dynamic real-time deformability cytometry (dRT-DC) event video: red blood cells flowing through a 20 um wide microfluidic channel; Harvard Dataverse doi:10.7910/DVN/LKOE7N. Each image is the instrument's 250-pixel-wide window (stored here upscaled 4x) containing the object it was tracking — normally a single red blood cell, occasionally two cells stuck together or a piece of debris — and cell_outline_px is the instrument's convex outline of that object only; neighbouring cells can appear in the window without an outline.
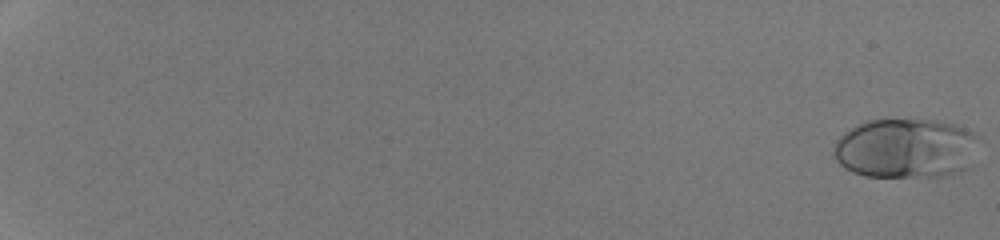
{"species": "human", "species_latin": "Homo sapiens", "temperature_condition": "room temperature", "stored_images_in_passage": 53, "camera_frame_rate_fps": 3000, "um_per_image_px": 0.085, "donor": {"sex": "male"}, "frame": {"image": 1, "passage_image": 1, "time_ms": 0.0, "image_size_px": [1000, 240], "cell_outline_px": [[980, 136], [972, 164], [968, 168], [960, 172], [940, 176], [864, 176], [852, 172], [844, 168], [836, 160], [832, 152], [832, 148], [836, 140], [844, 132], [856, 124], [868, 120], [936, 120], [956, 124], [976, 132]], "centroid_in_image_um": [77.02, 12.6], "position_along_channel_um": 8.0, "area_um2": 51.33}}
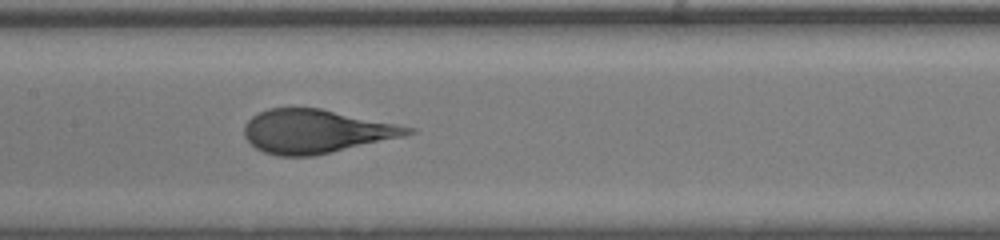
{"frame": {"image": 2, "passage_image": 31, "time_ms": 10.0, "image_size_px": [1000, 240], "cell_outline_px": [[416, 132], [404, 136], [312, 156], [276, 156], [264, 152], [256, 148], [244, 136], [244, 124], [252, 116], [268, 108], [320, 108], [416, 128]], "centroid_in_image_um": [26.83, 11.16], "position_along_channel_um": 180.6, "area_um2": 41.27}}
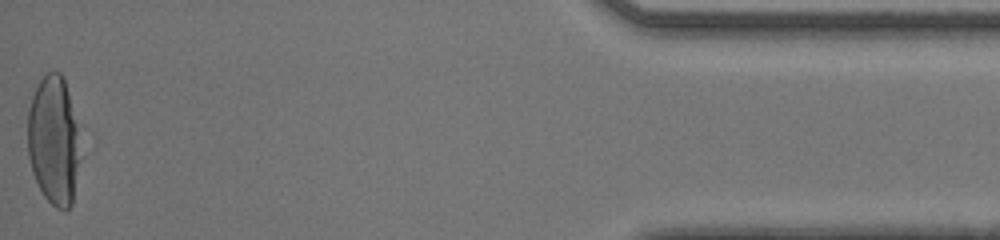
{"frame": {"image": 3, "passage_image": 53, "time_ms": 17.333, "image_size_px": [1000, 240], "cell_outline_px": [[80, 132], [72, 204], [68, 208], [56, 208], [44, 196], [32, 172], [28, 156], [28, 108], [32, 96], [40, 80], [48, 72], [60, 72], [64, 80]], "centroid_in_image_um": [4.54, 11.91], "position_along_channel_um": 430.7, "area_um2": 38.78}}